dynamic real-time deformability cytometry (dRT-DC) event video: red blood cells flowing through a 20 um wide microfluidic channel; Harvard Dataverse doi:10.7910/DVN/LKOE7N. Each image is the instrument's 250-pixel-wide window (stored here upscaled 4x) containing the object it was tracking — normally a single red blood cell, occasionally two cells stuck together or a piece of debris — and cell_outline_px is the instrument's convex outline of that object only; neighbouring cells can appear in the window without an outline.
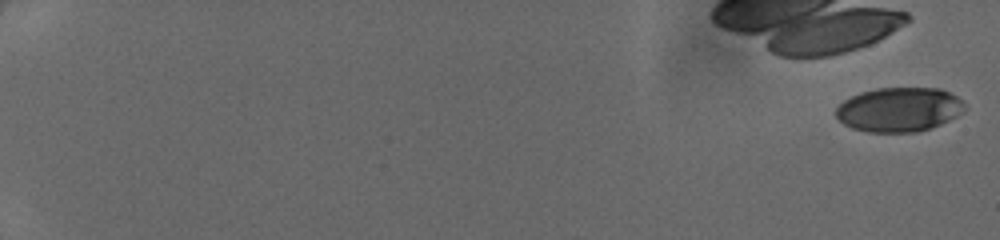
{"species": "human", "species_latin": "Homo sapiens", "temperature_condition": "cold", "stored_images_in_passage": 50, "camera_frame_rate_fps": 3000, "um_per_image_px": 0.085, "donor": {"sex": "female"}, "frame": {"image": 1, "passage_image": 1, "time_ms": 0.0, "image_size_px": [1000, 240], "cell_outline_px": [[964, 108], [956, 116], [940, 124], [916, 132], [868, 132], [852, 128], [844, 124], [836, 116], [836, 108], [844, 100], [860, 92], [876, 88], [940, 88], [956, 96], [964, 104]], "centroid_in_image_um": [76.38, 9.3], "position_along_channel_um": 8.6, "area_um2": 32.95}}
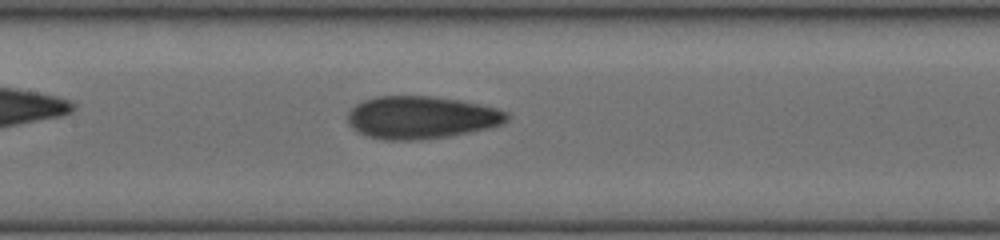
{"frame": {"image": 2, "passage_image": 28, "time_ms": 9.0, "image_size_px": [1000, 240], "cell_outline_px": [[508, 120], [500, 124], [488, 128], [448, 136], [412, 140], [384, 140], [368, 136], [352, 128], [348, 124], [348, 112], [356, 104], [364, 100], [376, 96], [428, 96], [460, 100], [480, 104], [496, 108], [508, 112]], "centroid_in_image_um": [35.78, 9.97], "position_along_channel_um": 171.6, "area_um2": 39.3}}
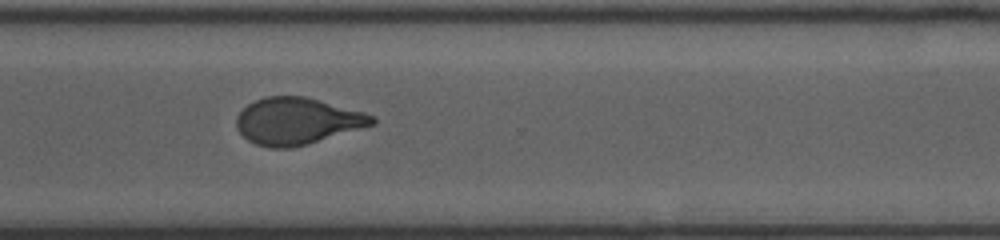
{"frame": {"image": 3, "passage_image": 40, "time_ms": 13.0, "image_size_px": [1000, 240], "cell_outline_px": [[376, 124], [308, 144], [292, 148], [272, 148], [256, 144], [248, 140], [236, 128], [236, 116], [248, 104], [264, 96], [304, 96], [364, 112], [376, 116]], "centroid_in_image_um": [25.27, 10.29], "position_along_channel_um": 345.3, "area_um2": 36.99}}